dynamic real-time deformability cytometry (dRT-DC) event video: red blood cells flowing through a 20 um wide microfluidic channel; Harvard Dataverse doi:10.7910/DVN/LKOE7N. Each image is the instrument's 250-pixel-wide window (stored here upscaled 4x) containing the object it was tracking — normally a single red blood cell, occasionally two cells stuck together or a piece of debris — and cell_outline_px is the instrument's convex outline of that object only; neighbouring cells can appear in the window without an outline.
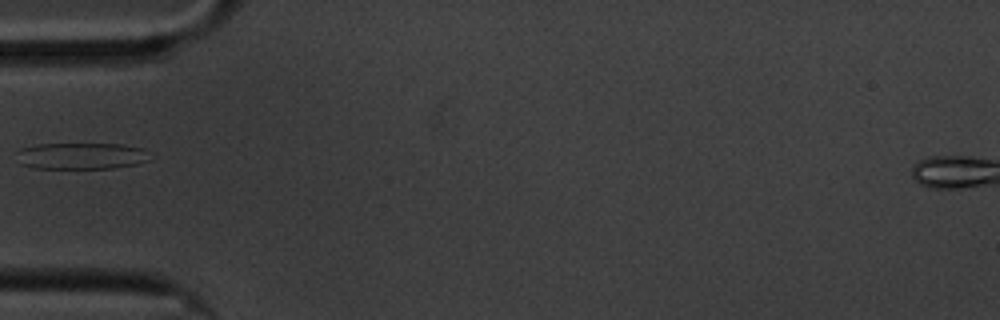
{"species": "common noctule bat (a hibernating species)", "species_latin": "Nyctalus noctula", "temperature_condition": "cold", "stored_images_in_passage": 41, "camera_frame_rate_fps": 3000, "um_per_image_px": 0.085, "animal": {"sex": "male", "body_mass_g": 20.1, "forearm_length_mm": 53.5}, "frame": {"image": 1, "passage_image": 1, "time_ms": 0.0, "image_size_px": [1000, 320], "cell_outline_px": [[156, 156], [148, 160], [136, 164], [116, 168], [36, 168], [20, 164], [16, 152], [20, 148], [36, 144], [120, 144], [144, 148]], "centroid_in_image_um": [6.97, 13.25], "position_along_channel_um": 78.0, "area_um2": 20.92}}
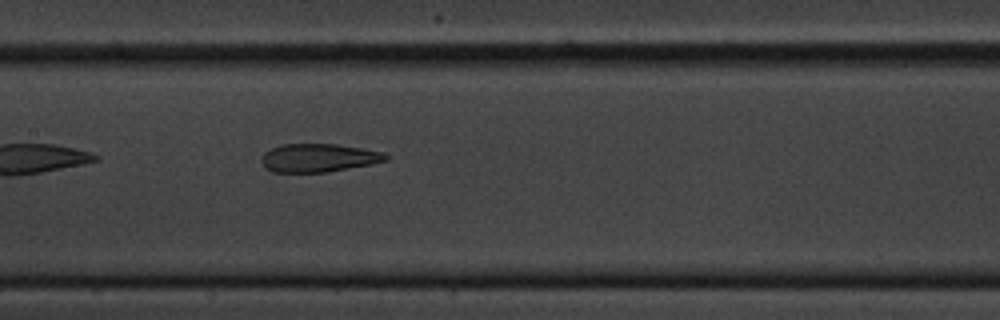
{"frame": {"image": 2, "passage_image": 10, "time_ms": 3.0, "image_size_px": [1000, 320], "cell_outline_px": [[388, 160], [328, 172], [272, 172], [264, 168], [260, 160], [264, 152], [280, 144], [336, 144], [384, 152], [388, 156]], "centroid_in_image_um": [27.02, 13.42], "position_along_channel_um": 180.4, "area_um2": 20.46}}
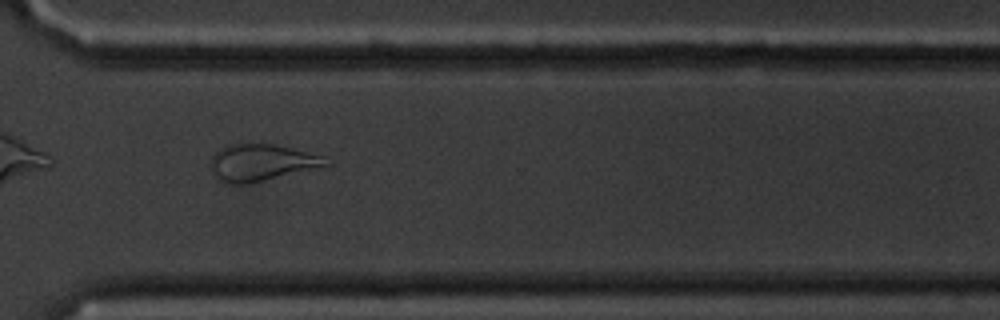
{"frame": {"image": 3, "passage_image": 25, "time_ms": 8.0, "image_size_px": [1000, 320], "cell_outline_px": [[332, 164], [244, 184], [232, 184], [220, 180], [212, 176], [212, 156], [220, 148], [228, 144], [240, 140], [248, 140], [272, 144], [324, 156], [332, 160]], "centroid_in_image_um": [22.17, 13.76], "position_along_channel_um": 348.4, "area_um2": 24.91}}